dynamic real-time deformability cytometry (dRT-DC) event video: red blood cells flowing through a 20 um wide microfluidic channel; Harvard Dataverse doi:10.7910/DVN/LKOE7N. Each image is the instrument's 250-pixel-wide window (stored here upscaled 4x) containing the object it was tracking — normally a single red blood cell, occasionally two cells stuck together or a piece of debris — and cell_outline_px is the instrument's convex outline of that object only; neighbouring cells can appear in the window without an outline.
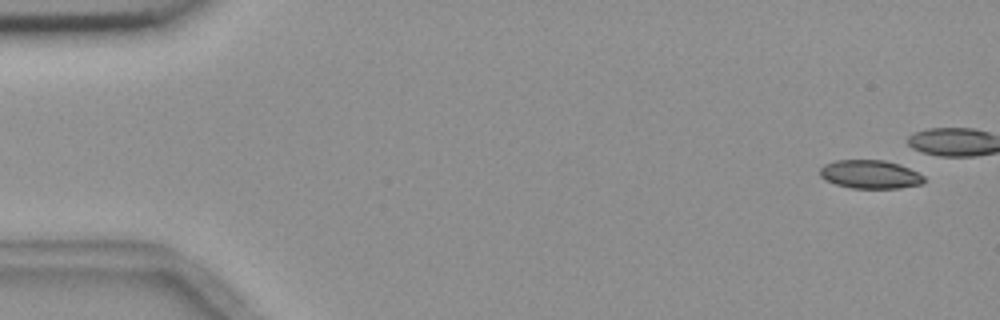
{"species": "common noctule bat (a hibernating species)", "species_latin": "Nyctalus noctula", "temperature_condition": "room temperature", "stored_images_in_passage": 5, "segment_of_instrument_passage": [2, 2], "camera_frame_rate_fps": 3000, "um_per_image_px": 0.085, "animal": {"sex": "female", "body_mass_g": 18.4}, "frame": {"image": 1, "passage_image": 5, "time_ms": 6.0, "image_size_px": [1000, 320], "cell_outline_px": [[924, 180], [920, 184], [900, 188], [852, 188], [836, 184], [820, 176], [820, 168], [824, 164], [836, 160], [884, 160], [900, 164], [924, 176]], "centroid_in_image_um": [73.95, 14.81], "position_along_channel_um": 11.0, "area_um2": 17.11}}